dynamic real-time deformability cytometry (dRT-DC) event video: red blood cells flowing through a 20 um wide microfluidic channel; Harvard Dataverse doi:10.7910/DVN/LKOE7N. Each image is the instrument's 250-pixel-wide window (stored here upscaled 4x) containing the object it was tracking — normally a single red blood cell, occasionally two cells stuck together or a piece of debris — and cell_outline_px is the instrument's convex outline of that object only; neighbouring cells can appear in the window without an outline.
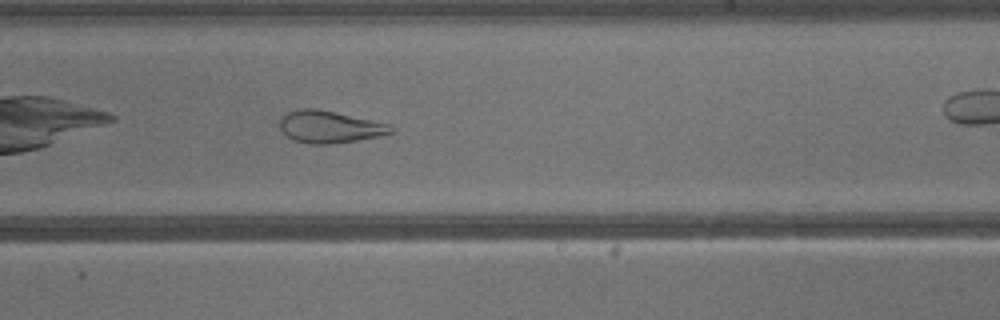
{"species": "common noctule bat (a hibernating species)", "species_latin": "Nyctalus noctula", "temperature_condition": "warm", "stored_images_in_passage": 27, "camera_frame_rate_fps": 3000, "um_per_image_px": 0.085, "animal": {"sex": "male", "body_mass_g": 13.3}, "frame": {"image": 1, "passage_image": 12, "time_ms": 3.667, "image_size_px": [1000, 320], "cell_outline_px": [[392, 132], [376, 136], [356, 140], [332, 144], [308, 144], [292, 140], [280, 128], [280, 116], [296, 108], [316, 108], [392, 124]], "centroid_in_image_um": [27.97, 10.77], "position_along_channel_um": 261.0, "area_um2": 20.81}}